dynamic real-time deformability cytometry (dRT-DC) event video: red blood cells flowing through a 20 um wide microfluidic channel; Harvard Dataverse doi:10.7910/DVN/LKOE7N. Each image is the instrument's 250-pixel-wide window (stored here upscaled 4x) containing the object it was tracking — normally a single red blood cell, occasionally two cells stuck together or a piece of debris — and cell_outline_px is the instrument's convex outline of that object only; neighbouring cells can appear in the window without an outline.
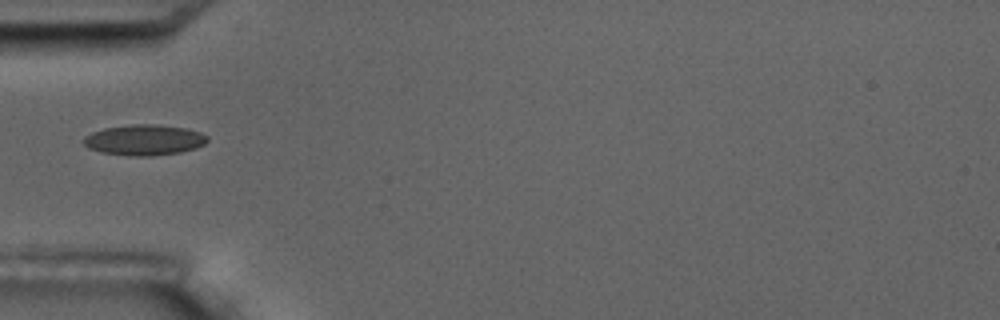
{"species": "common noctule bat (a hibernating species)", "species_latin": "Nyctalus noctula", "temperature_condition": "room temperature", "stored_images_in_passage": 1, "camera_frame_rate_fps": 3000, "um_per_image_px": 0.085, "animal": {"sex": "male", "body_mass_g": 17.5, "forearm_length_mm": 52.3}, "frame": {"image": 1, "passage_image": 1, "time_ms": 0.0, "image_size_px": [1000, 320], "cell_outline_px": [[208, 140], [204, 144], [196, 148], [180, 152], [148, 156], [136, 156], [100, 152], [88, 148], [80, 140], [84, 136], [92, 132], [104, 128], [132, 124], [156, 124], [188, 128], [200, 132], [208, 136]], "centroid_in_image_um": [12.25, 11.88], "position_along_channel_um": 72.8, "area_um2": 22.25}}